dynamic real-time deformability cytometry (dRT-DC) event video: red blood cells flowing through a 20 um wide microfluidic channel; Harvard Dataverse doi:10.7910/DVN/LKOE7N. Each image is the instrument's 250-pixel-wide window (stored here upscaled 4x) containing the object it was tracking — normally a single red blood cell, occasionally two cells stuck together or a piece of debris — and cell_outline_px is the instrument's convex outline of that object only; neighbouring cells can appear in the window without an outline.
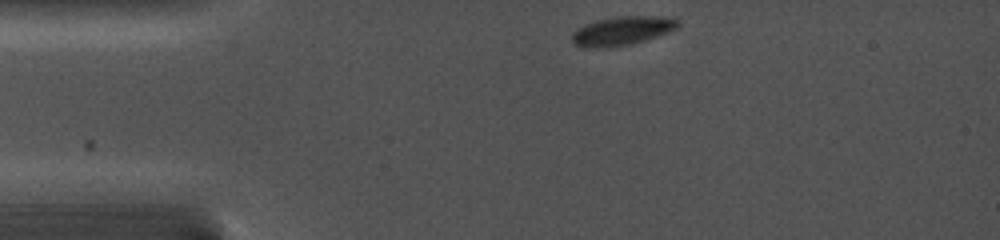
{"species": "common noctule bat (a hibernating species)", "species_latin": "Nyctalus noctula", "temperature_condition": "cold", "stored_images_in_passage": 62, "camera_frame_rate_fps": 5000, "um_per_image_px": 0.085, "animal": {"sex": "female", "body_mass_g": 19.0, "forearm_length_mm": 56.7}, "frame": {"image": 1, "passage_image": 1, "time_ms": 0.0, "image_size_px": [1000, 240], "cell_outline_px": [[680, 24], [676, 28], [668, 32], [632, 44], [608, 48], [580, 48], [572, 44], [572, 32], [576, 28], [596, 20], [616, 16], [664, 16], [680, 20]], "centroid_in_image_um": [52.83, 2.63], "position_along_channel_um": 32.2, "area_um2": 18.15}}
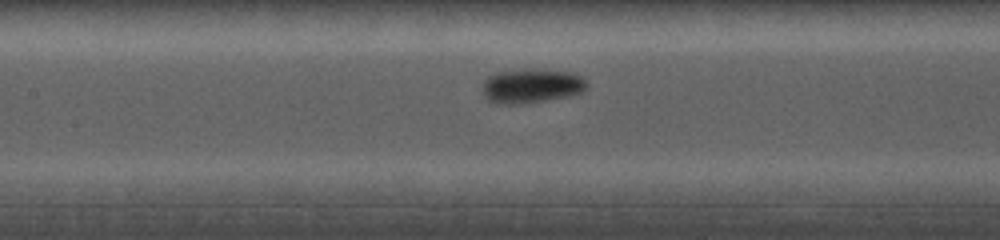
{"frame": {"image": 2, "passage_image": 28, "time_ms": 4.4, "image_size_px": [1000, 240], "cell_outline_px": [[588, 84], [584, 92], [568, 96], [520, 104], [496, 104], [488, 100], [484, 96], [484, 80], [488, 76], [496, 72], [520, 68], [528, 68], [572, 72], [580, 76]], "centroid_in_image_um": [45.16, 7.28], "position_along_channel_um": 162.2, "area_um2": 21.1}}
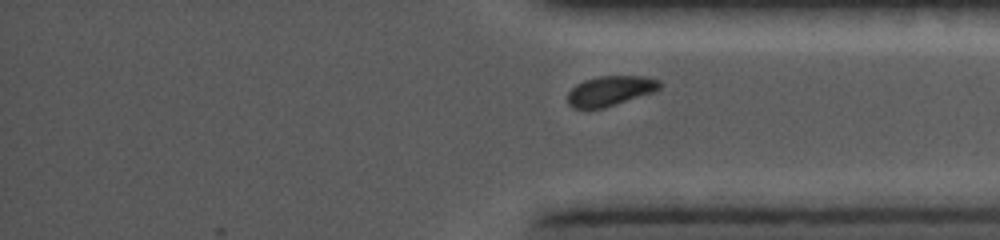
{"frame": {"image": 3, "passage_image": 62, "time_ms": 10.0, "image_size_px": [1000, 240], "cell_outline_px": [[660, 88], [656, 92], [604, 108], [572, 108], [568, 104], [568, 92], [576, 84], [584, 80], [596, 76], [648, 76], [660, 80]], "centroid_in_image_um": [51.9, 7.71], "position_along_channel_um": 383.3, "area_um2": 16.3}}